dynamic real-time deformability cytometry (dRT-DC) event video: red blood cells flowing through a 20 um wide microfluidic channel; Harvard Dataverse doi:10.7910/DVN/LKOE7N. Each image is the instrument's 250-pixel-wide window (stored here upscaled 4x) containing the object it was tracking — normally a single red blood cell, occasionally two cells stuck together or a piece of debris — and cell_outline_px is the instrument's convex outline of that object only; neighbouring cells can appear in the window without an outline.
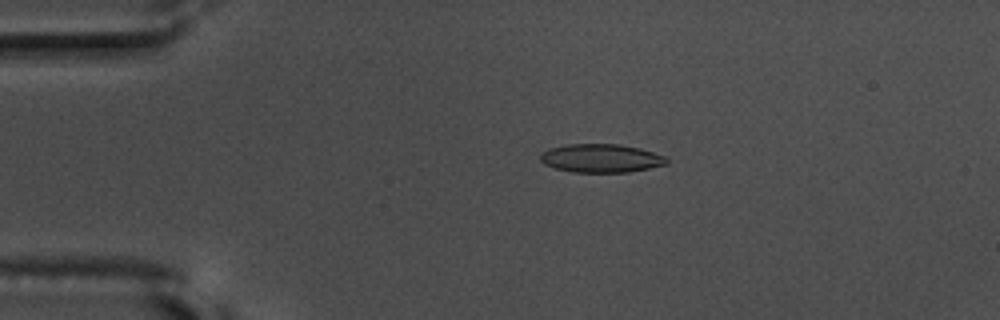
{"species": "common noctule bat (a hibernating species)", "species_latin": "Nyctalus noctula", "temperature_condition": "warm", "stored_images_in_passage": 46, "camera_frame_rate_fps": 3000, "um_per_image_px": 0.085, "animal": {"sex": "male", "body_mass_g": 17.5, "forearm_length_mm": 52.3}, "frame": {"image": 1, "passage_image": 2, "time_ms": 0.333, "image_size_px": [1000, 320], "cell_outline_px": [[668, 164], [628, 172], [572, 172], [556, 168], [544, 164], [540, 160], [540, 156], [544, 152], [552, 148], [564, 144], [620, 144], [640, 148], [664, 156], [668, 160]], "centroid_in_image_um": [51.1, 13.45], "position_along_channel_um": 33.9, "area_um2": 20.81}}
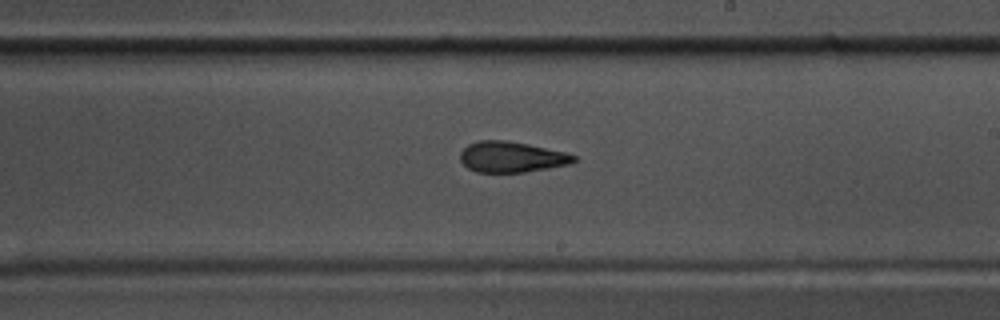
{"frame": {"image": 2, "passage_image": 23, "time_ms": 7.333, "image_size_px": [1000, 320], "cell_outline_px": [[576, 160], [568, 164], [548, 168], [524, 172], [476, 172], [468, 168], [460, 160], [460, 152], [468, 144], [480, 140], [504, 140], [528, 144], [564, 152], [576, 156]], "centroid_in_image_um": [43.44, 13.34], "position_along_channel_um": 245.6, "area_um2": 20.17}}
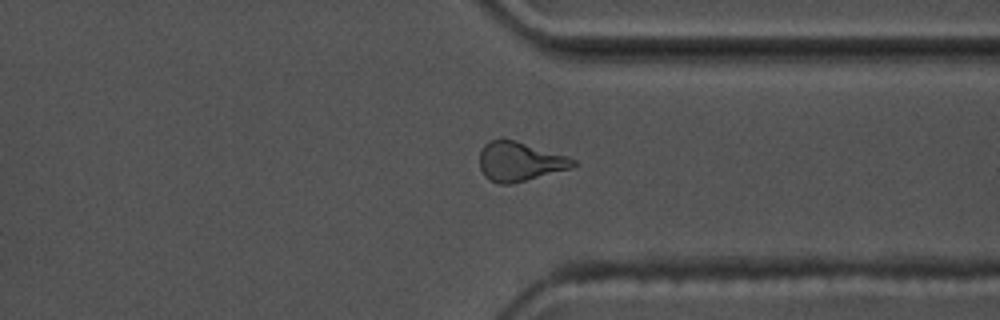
{"frame": {"image": 3, "passage_image": 33, "time_ms": 10.667, "image_size_px": [1000, 320], "cell_outline_px": [[576, 164], [572, 168], [512, 184], [500, 184], [488, 180], [484, 176], [480, 168], [480, 152], [484, 144], [492, 140], [512, 140], [568, 156], [576, 160]], "centroid_in_image_um": [44.17, 13.76], "position_along_channel_um": 367.2, "area_um2": 21.21}, "authors_computed_cell_mechanics": {"area_um2": 21.0103, "velocity_mm_per_s": 3.6602, "shape_relaxation_time_tau1_ms": 5.7439, "shape_relaxation_time_tau2_ms": 3.0185, "deformation_change_tau1": 0.1861, "deformation_change_tau2": 0.1244}}